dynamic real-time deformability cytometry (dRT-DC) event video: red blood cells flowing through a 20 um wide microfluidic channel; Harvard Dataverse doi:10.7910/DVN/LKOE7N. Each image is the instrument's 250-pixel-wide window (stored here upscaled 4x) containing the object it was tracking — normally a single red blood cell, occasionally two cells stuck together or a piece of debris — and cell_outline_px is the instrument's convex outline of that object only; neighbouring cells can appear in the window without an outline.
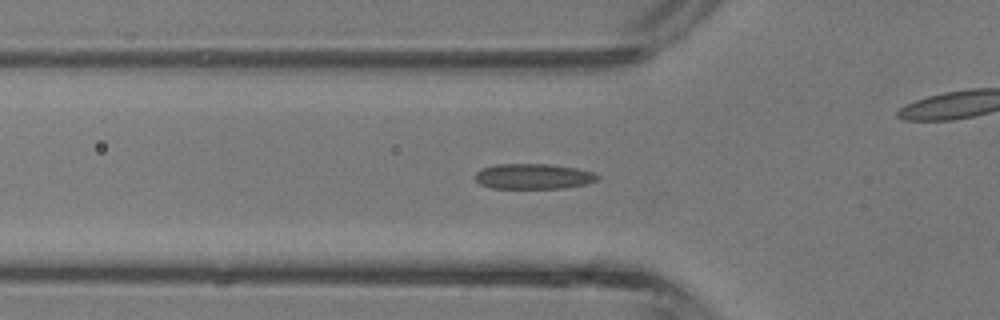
{"species": "common noctule bat (a hibernating species)", "species_latin": "Nyctalus noctula", "temperature_condition": "room temperature", "stored_images_in_passage": 43, "camera_frame_rate_fps": 3000, "um_per_image_px": 0.085, "animal": {"sex": "male", "body_mass_g": 13.3}, "frame": {"image": 1, "passage_image": 14, "time_ms": 4.333, "image_size_px": [1000, 320], "cell_outline_px": [[600, 176], [596, 180], [584, 184], [564, 188], [492, 188], [480, 184], [476, 180], [476, 172], [480, 168], [496, 164], [552, 164], [576, 168], [592, 172]], "centroid_in_image_um": [45.3, 14.98], "position_along_channel_um": 80.5, "area_um2": 18.03}}
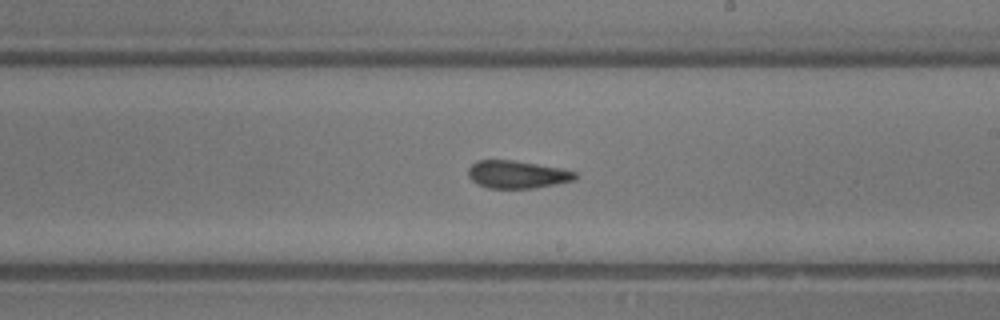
{"frame": {"image": 2, "passage_image": 24, "time_ms": 7.667, "image_size_px": [1000, 320], "cell_outline_px": [[576, 180], [556, 184], [532, 188], [488, 188], [476, 184], [468, 176], [468, 168], [476, 160], [512, 160], [560, 168], [576, 172]], "centroid_in_image_um": [43.93, 14.83], "position_along_channel_um": 245.1, "area_um2": 17.22}}
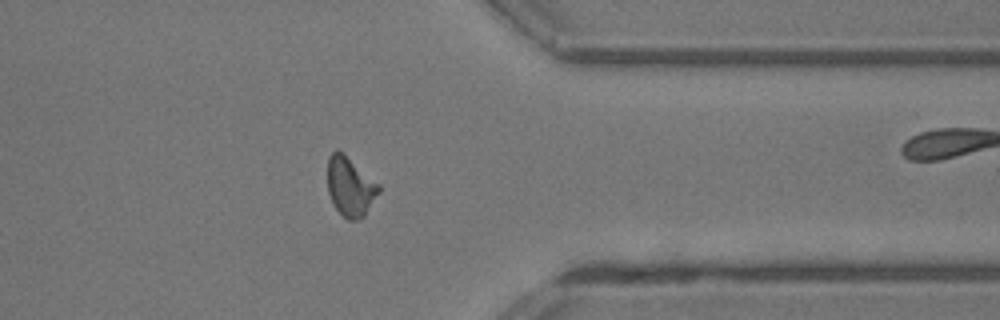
{"frame": {"image": 3, "passage_image": 33, "time_ms": 10.667, "image_size_px": [1000, 320], "cell_outline_px": [[380, 192], [364, 216], [356, 220], [348, 220], [332, 204], [328, 192], [328, 156], [336, 148], [344, 152], [380, 184]], "centroid_in_image_um": [29.77, 15.82], "position_along_channel_um": 381.6, "area_um2": 17.98}, "authors_computed_cell_mechanics": {"area_um2": 17.6868, "velocity_mm_per_s": 4.9228, "shape_relaxation_time_tau1_ms": 9.3142, "shape_relaxation_time_tau2_ms": 1.3385, "deformation_change_tau1": 0.2136, "deformation_change_tau2": 0.0838}}